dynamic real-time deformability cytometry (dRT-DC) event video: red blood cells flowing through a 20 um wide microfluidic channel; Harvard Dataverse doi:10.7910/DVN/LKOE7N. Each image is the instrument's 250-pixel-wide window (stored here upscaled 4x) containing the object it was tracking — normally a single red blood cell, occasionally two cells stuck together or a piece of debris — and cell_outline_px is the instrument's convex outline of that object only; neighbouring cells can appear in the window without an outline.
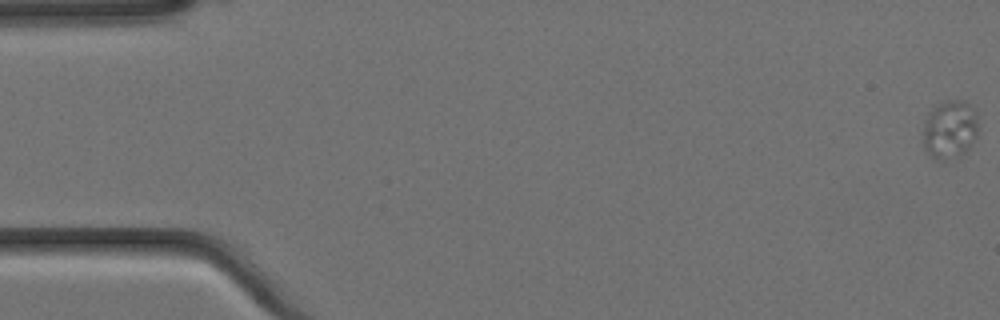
{"species": "Egyptian fruit bat (a non-hibernating species)", "species_latin": "Rousettus aegyptiacus", "temperature_condition": "cold", "stored_images_in_passage": 5, "camera_frame_rate_fps": 3000, "um_per_image_px": 0.085, "animal": {"sex": "female"}, "frame": {"image": 1, "passage_image": 1, "time_ms": 0.0, "image_size_px": [1000, 320], "cell_outline_px": [[976, 136], [968, 148], [964, 152], [940, 160], [932, 156], [928, 152], [924, 144], [924, 120], [928, 112], [936, 104], [944, 100], [964, 100], [976, 108]], "centroid_in_image_um": [80.73, 10.92], "position_along_channel_um": 4.3, "area_um2": 18.5}}
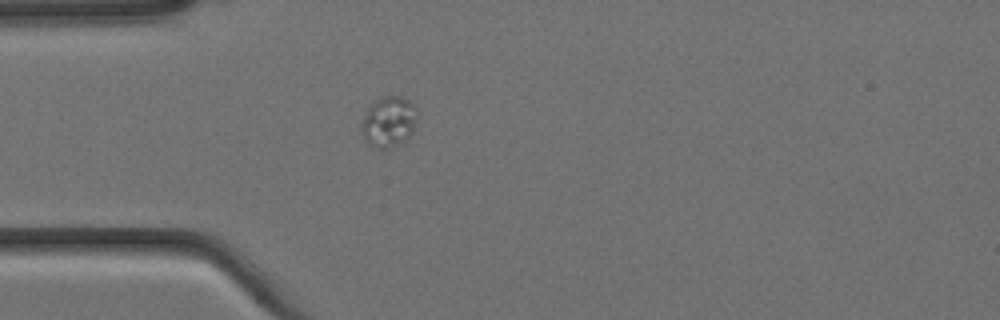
{"frame": {"image": 2, "passage_image": 5, "time_ms": 1.333, "image_size_px": [1000, 320], "cell_outline_px": [[416, 120], [412, 132], [404, 140], [388, 148], [376, 148], [368, 144], [364, 140], [360, 128], [360, 124], [368, 108], [380, 96], [400, 96], [408, 100], [416, 108]], "centroid_in_image_um": [33.0, 10.34], "position_along_channel_um": 52.0, "area_um2": 16.3}}